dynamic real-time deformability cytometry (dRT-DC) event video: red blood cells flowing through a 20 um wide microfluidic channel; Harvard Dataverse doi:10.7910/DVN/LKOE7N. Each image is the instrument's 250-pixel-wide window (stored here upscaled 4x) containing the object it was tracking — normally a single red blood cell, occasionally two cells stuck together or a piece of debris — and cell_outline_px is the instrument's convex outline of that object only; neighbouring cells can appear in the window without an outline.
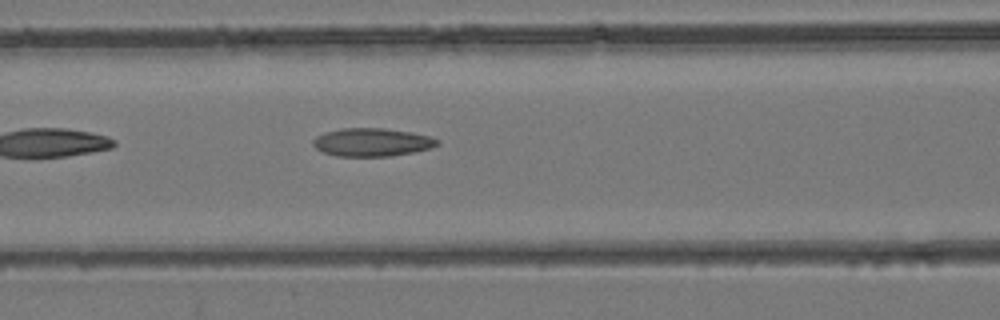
{"species": "common noctule bat (a hibernating species)", "species_latin": "Nyctalus noctula", "temperature_condition": "room temperature", "stored_images_in_passage": 20, "camera_frame_rate_fps": 3000, "um_per_image_px": 0.085, "animal": {"sex": "female", "body_mass_g": 24.6, "forearm_length_mm": 56.2}, "frame": {"image": 1, "passage_image": 6, "time_ms": 1.667, "image_size_px": [1000, 320], "cell_outline_px": [[440, 144], [432, 148], [412, 152], [388, 156], [336, 156], [324, 152], [316, 148], [312, 144], [312, 140], [316, 136], [324, 132], [340, 128], [384, 128], [412, 132], [428, 136], [440, 140]], "centroid_in_image_um": [31.61, 12.08], "position_along_channel_um": 135.0, "area_um2": 20.46}}
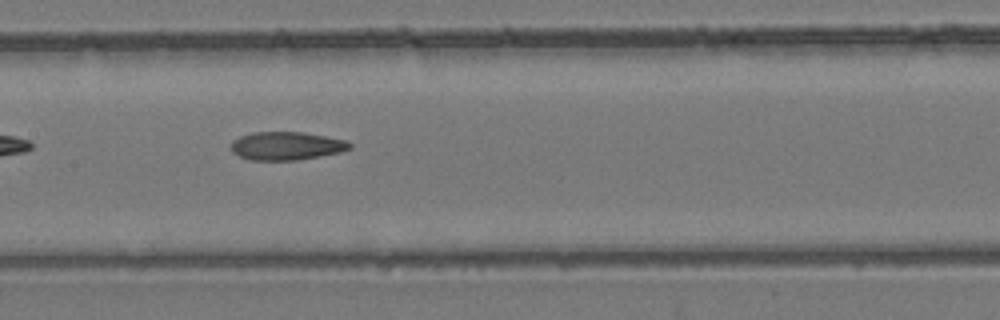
{"frame": {"image": 2, "passage_image": 9, "time_ms": 2.667, "image_size_px": [1000, 320], "cell_outline_px": [[352, 148], [340, 152], [320, 156], [296, 160], [248, 160], [232, 152], [232, 140], [240, 136], [252, 132], [304, 132], [344, 140], [352, 144]], "centroid_in_image_um": [24.33, 12.4], "position_along_channel_um": 183.1, "area_um2": 19.48}}